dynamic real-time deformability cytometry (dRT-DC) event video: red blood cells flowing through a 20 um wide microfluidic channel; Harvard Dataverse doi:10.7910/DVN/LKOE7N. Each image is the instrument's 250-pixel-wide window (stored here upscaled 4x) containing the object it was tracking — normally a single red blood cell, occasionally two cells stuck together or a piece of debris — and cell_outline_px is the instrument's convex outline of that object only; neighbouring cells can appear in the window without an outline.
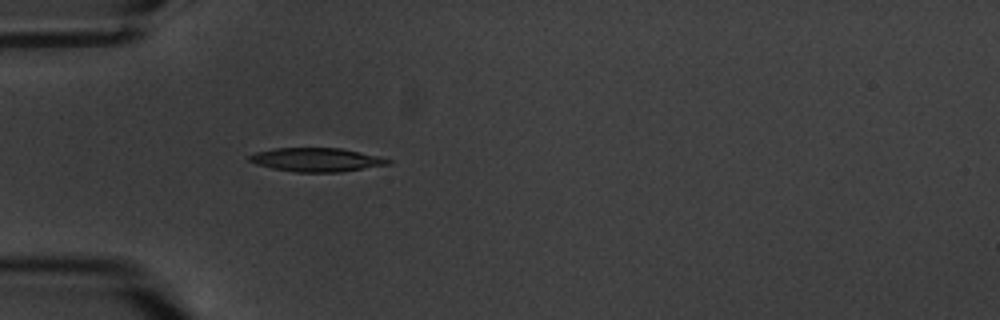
{"species": "common noctule bat (a hibernating species)", "species_latin": "Nyctalus noctula", "temperature_condition": "warm", "stored_images_in_passage": 1, "camera_frame_rate_fps": 3000, "um_per_image_px": 0.085, "animal": {"sex": "male", "body_mass_g": 20.1, "forearm_length_mm": 53.5}, "frame": {"image": 1, "passage_image": 1, "time_ms": 0.0, "image_size_px": [1000, 320], "cell_outline_px": [[392, 164], [340, 172], [296, 172], [272, 168], [256, 164], [248, 160], [248, 156], [256, 152], [276, 148], [340, 148], [360, 152], [392, 160]], "centroid_in_image_um": [26.9, 13.58], "position_along_channel_um": 58.1, "area_um2": 19.07}}